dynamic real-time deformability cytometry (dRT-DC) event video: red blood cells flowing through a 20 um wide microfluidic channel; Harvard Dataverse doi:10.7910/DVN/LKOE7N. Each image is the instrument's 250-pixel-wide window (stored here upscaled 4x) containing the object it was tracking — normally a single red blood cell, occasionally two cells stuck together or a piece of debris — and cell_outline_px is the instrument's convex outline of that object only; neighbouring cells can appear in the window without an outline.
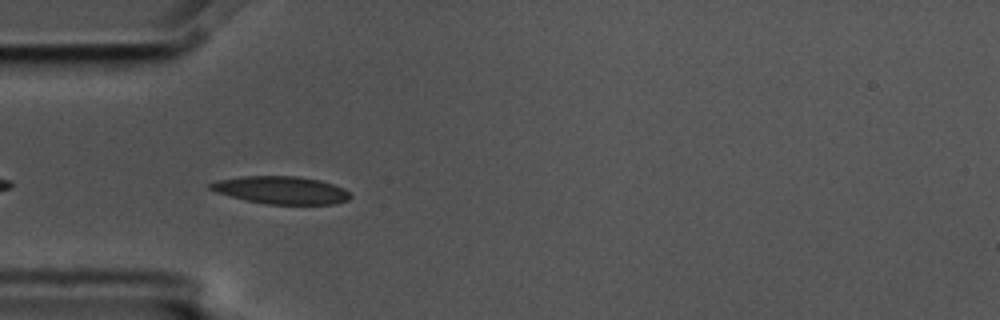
{"species": "common noctule bat (a hibernating species)", "species_latin": "Nyctalus noctula", "temperature_condition": "cold", "stored_images_in_passage": 15, "camera_frame_rate_fps": 3000, "um_per_image_px": 0.085, "animal": {"sex": "male", "body_mass_g": 17.5, "forearm_length_mm": 52.3}, "frame": {"image": 1, "passage_image": 5, "time_ms": 1.333, "image_size_px": [1000, 320], "cell_outline_px": [[352, 196], [348, 200], [332, 204], [268, 204], [248, 200], [216, 192], [208, 188], [208, 184], [220, 180], [244, 176], [296, 176], [320, 180], [344, 188]], "centroid_in_image_um": [23.93, 16.15], "position_along_channel_um": 61.1, "area_um2": 22.25}}
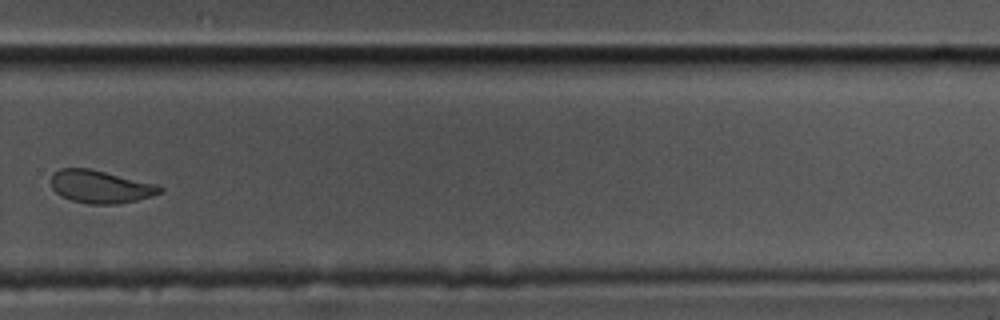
{"frame": {"image": 2, "passage_image": 11, "time_ms": 3.333, "image_size_px": [1000, 320], "cell_outline_px": [[164, 192], [152, 196], [120, 204], [88, 204], [72, 200], [56, 192], [52, 188], [52, 176], [60, 168], [92, 168], [156, 184], [164, 188]], "centroid_in_image_um": [8.59, 15.86], "position_along_channel_um": 321.2, "area_um2": 20.81}}
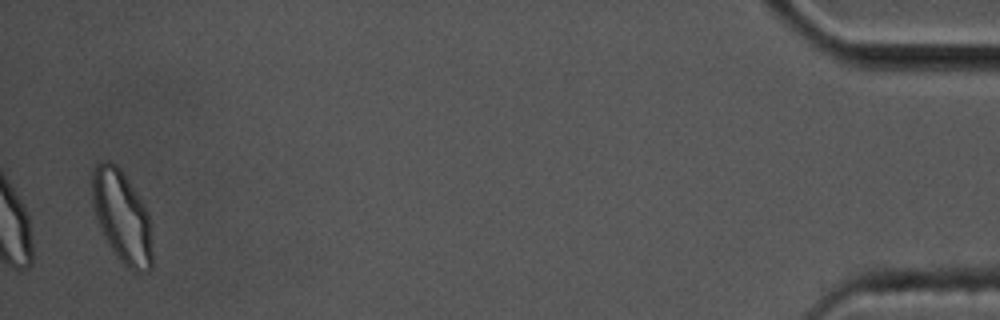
{"frame": {"image": 3, "passage_image": 15, "time_ms": 4.667, "image_size_px": [1000, 320], "cell_outline_px": [[152, 268], [148, 272], [132, 272], [116, 256], [108, 244], [100, 228], [92, 204], [92, 168], [100, 160], [108, 160], [116, 164], [120, 168], [144, 204], [148, 212], [152, 236]], "centroid_in_image_um": [10.37, 18.43], "position_along_channel_um": 424.8, "area_um2": 32.71}}